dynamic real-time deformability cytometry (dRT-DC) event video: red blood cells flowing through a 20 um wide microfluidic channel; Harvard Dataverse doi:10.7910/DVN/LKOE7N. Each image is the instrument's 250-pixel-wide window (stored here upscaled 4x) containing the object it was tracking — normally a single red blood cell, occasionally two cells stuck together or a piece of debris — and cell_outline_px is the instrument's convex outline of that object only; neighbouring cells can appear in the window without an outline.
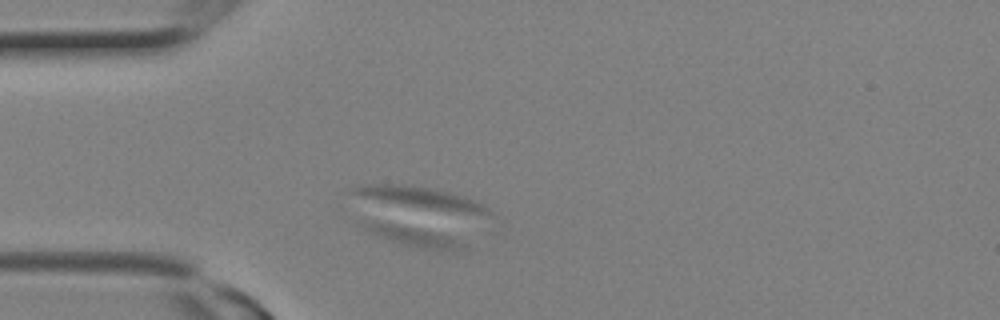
{"species": "Egyptian fruit bat (a non-hibernating species)", "species_latin": "Rousettus aegyptiacus", "temperature_condition": "room temperature", "stored_images_in_passage": 32, "camera_frame_rate_fps": 3000, "um_per_image_px": 0.085, "animal": {"sex": "female"}, "frame": {"image": 1, "passage_image": 8, "time_ms": 2.333, "image_size_px": [1000, 320], "cell_outline_px": [[464, 248], [456, 252], [452, 252], [424, 248], [376, 236], [360, 228], [356, 220], [372, 220], [396, 224], [436, 232], [448, 236], [464, 244]], "centroid_in_image_um": [34.96, 20.04], "position_along_channel_um": 50.0, "area_um2": 11.68}}